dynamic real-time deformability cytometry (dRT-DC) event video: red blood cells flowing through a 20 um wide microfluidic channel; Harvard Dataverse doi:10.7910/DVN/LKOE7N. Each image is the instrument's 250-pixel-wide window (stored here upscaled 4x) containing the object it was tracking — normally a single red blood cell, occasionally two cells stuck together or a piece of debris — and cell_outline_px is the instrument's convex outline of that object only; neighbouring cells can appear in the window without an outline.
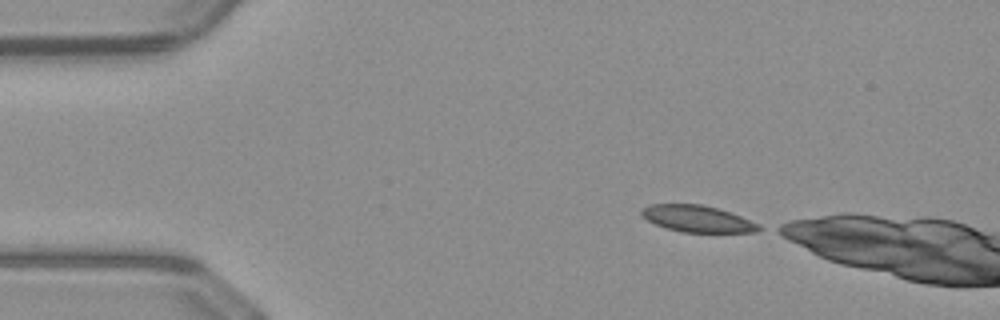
{"species": "common noctule bat (a hibernating species)", "species_latin": "Nyctalus noctula", "temperature_condition": "warm", "stored_images_in_passage": 7, "camera_frame_rate_fps": 3000, "um_per_image_px": 0.085, "animal": {"sex": "male", "body_mass_g": 23.1, "forearm_length_mm": 52.7}, "frame": {"image": 1, "passage_image": 1, "time_ms": 0.0, "image_size_px": [1000, 320], "cell_outline_px": [[764, 228], [756, 232], [684, 232], [668, 228], [656, 224], [648, 220], [640, 212], [640, 208], [652, 204], [700, 204], [716, 208], [740, 216], [760, 224]], "centroid_in_image_um": [59.3, 18.59], "position_along_channel_um": 25.7, "area_um2": 17.98}}